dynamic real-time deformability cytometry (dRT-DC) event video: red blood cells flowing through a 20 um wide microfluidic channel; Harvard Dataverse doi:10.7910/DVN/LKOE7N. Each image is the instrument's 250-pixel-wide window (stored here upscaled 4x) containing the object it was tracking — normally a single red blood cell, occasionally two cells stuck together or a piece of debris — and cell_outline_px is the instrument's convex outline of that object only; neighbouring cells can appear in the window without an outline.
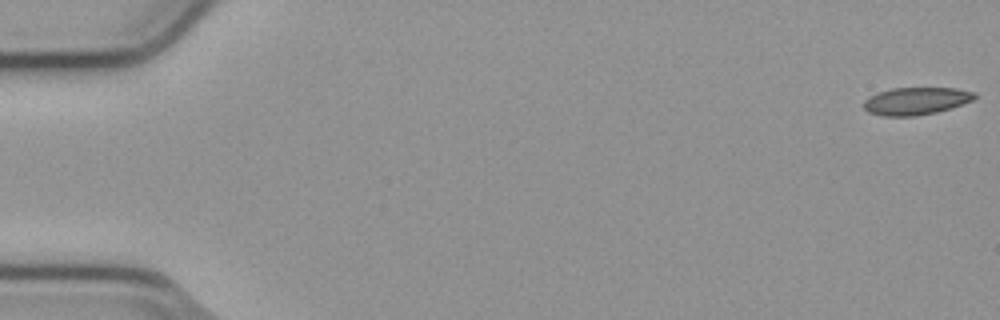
{"species": "common noctule bat (a hibernating species)", "species_latin": "Nyctalus noctula", "temperature_condition": "cold", "stored_images_in_passage": 55, "camera_frame_rate_fps": 3000, "um_per_image_px": 0.085, "animal": {"sex": "male", "body_mass_g": 23.1, "forearm_length_mm": 52.7}, "frame": {"image": 1, "passage_image": 1, "time_ms": 0.0, "image_size_px": [1000, 320], "cell_outline_px": [[976, 96], [972, 100], [936, 112], [916, 116], [884, 116], [868, 112], [864, 108], [864, 100], [868, 96], [876, 92], [892, 88], [956, 88], [976, 92]], "centroid_in_image_um": [77.81, 8.57], "position_along_channel_um": 7.2, "area_um2": 17.69}}
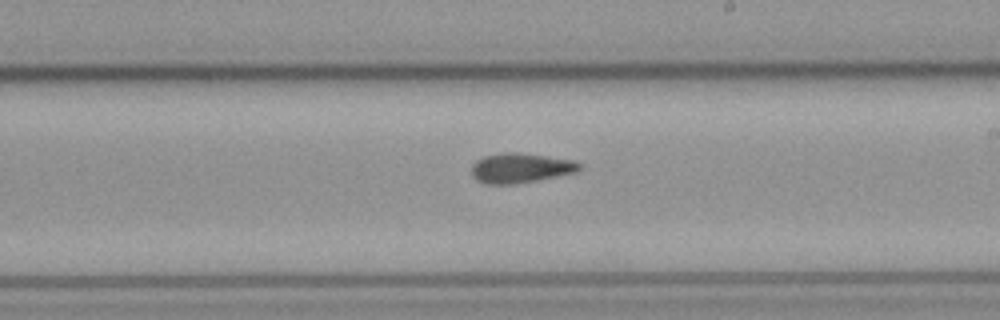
{"frame": {"image": 2, "passage_image": 32, "time_ms": 10.333, "image_size_px": [1000, 320], "cell_outline_px": [[580, 168], [576, 172], [536, 180], [512, 184], [484, 184], [476, 180], [472, 176], [472, 164], [476, 160], [484, 156], [504, 152], [516, 152], [576, 160], [580, 164]], "centroid_in_image_um": [44.21, 14.27], "position_along_channel_um": 244.8, "area_um2": 18.67}}
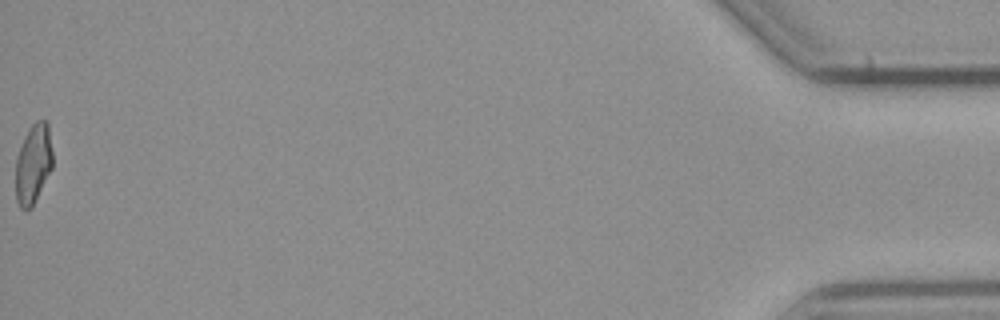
{"frame": {"image": 3, "passage_image": 55, "time_ms": 18.0, "image_size_px": [1000, 320], "cell_outline_px": [[52, 168], [32, 208], [24, 212], [20, 208], [16, 200], [16, 156], [24, 136], [32, 124], [36, 120], [48, 120], [52, 152]], "centroid_in_image_um": [2.82, 13.94], "position_along_channel_um": 432.4, "area_um2": 17.46}, "authors_computed_cell_mechanics": {"area_um2": 18.3226, "velocity_mm_per_s": 3.8107, "shape_relaxation_time_tau1_ms": null, "shape_relaxation_time_tau2_ms": 2.2002, "deformation_change_tau1": null, "deformation_change_tau2": 0.0842}}